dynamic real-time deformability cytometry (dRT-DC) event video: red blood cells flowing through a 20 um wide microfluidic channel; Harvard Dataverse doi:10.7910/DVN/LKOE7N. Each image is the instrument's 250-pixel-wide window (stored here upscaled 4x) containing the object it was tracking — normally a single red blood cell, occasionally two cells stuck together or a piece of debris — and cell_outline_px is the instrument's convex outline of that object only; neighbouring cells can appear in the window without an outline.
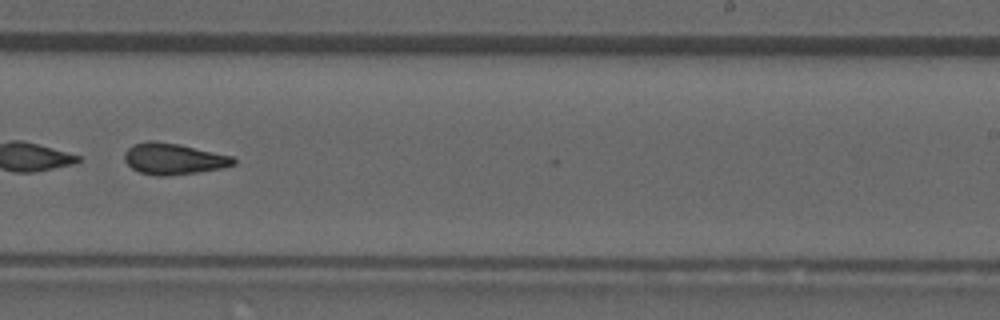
{"species": "common noctule bat (a hibernating species)", "species_latin": "Nyctalus noctula", "temperature_condition": "room temperature", "stored_images_in_passage": 17, "camera_frame_rate_fps": 3000, "um_per_image_px": 0.085, "animal": {"sex": "male", "forearm_length_mm": 52.5}, "frame": {"image": 1, "passage_image": 16, "time_ms": 5.0, "image_size_px": [1000, 320], "cell_outline_px": [[236, 164], [220, 168], [200, 172], [168, 176], [156, 176], [140, 172], [132, 168], [124, 160], [124, 152], [132, 144], [148, 140], [152, 140], [180, 144], [232, 156], [236, 160]], "centroid_in_image_um": [14.73, 13.5], "position_along_channel_um": 274.3, "area_um2": 20.0}}